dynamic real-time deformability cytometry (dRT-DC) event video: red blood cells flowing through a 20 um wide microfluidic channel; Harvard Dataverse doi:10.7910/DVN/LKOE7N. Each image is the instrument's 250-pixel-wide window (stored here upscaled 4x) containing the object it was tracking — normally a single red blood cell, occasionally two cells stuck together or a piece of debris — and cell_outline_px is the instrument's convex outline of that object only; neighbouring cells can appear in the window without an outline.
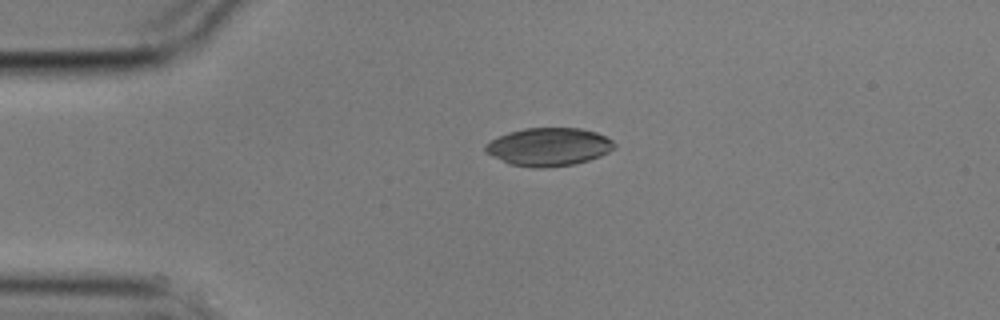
{"species": "common noctule bat (a hibernating species)", "species_latin": "Nyctalus noctula", "temperature_condition": "cold", "stored_images_in_passage": 1, "camera_frame_rate_fps": 3000, "um_per_image_px": 0.085, "animal": {"sex": "male", "body_mass_g": 17.9}, "frame": {"image": 1, "passage_image": 1, "time_ms": 0.0, "image_size_px": [1000, 320], "cell_outline_px": [[616, 148], [600, 156], [588, 160], [572, 164], [548, 168], [532, 168], [512, 164], [492, 156], [484, 152], [484, 144], [508, 132], [524, 128], [580, 128], [596, 132], [612, 140], [616, 144]], "centroid_in_image_um": [46.64, 12.48], "position_along_channel_um": 38.4, "area_um2": 28.61}}